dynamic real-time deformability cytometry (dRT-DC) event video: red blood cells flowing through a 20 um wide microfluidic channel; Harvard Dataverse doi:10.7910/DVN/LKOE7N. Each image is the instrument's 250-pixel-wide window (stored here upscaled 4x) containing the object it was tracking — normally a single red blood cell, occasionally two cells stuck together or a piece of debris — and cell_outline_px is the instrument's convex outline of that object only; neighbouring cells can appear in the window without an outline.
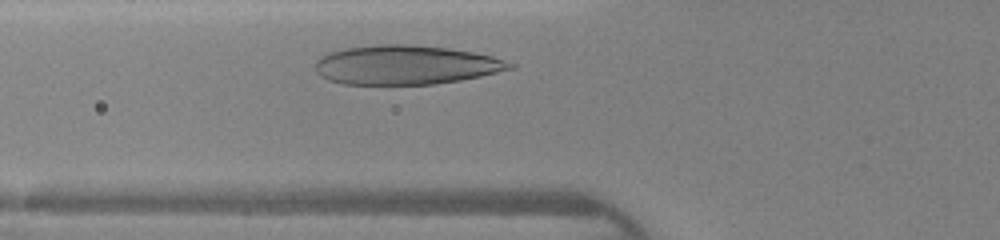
{"species": "human", "species_latin": "Homo sapiens", "temperature_condition": "warm", "stored_images_in_passage": 24, "camera_frame_rate_fps": 3000, "um_per_image_px": 0.085, "donor": {"sex": "female"}, "frame": {"image": 1, "passage_image": 4, "time_ms": 1.0, "image_size_px": [1000, 240], "cell_outline_px": [[516, 68], [480, 76], [460, 80], [432, 84], [340, 84], [328, 80], [320, 76], [316, 72], [316, 60], [320, 56], [328, 52], [344, 48], [376, 44], [408, 44], [448, 48], [472, 52], [492, 56], [516, 64]], "centroid_in_image_um": [34.46, 5.51], "position_along_channel_um": 91.3, "area_um2": 44.62}}
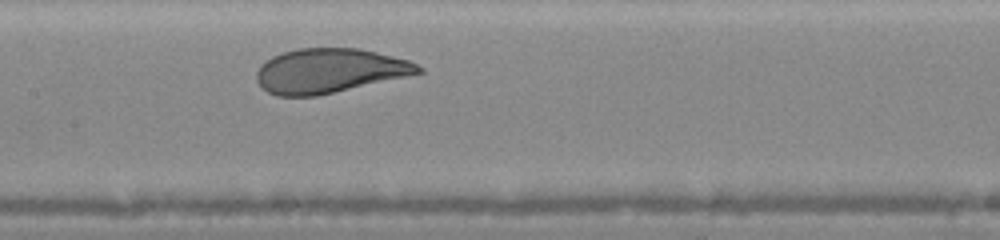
{"frame": {"image": 2, "passage_image": 10, "time_ms": 3.0, "image_size_px": [1000, 240], "cell_outline_px": [[424, 72], [316, 96], [276, 96], [268, 92], [256, 80], [256, 72], [260, 64], [264, 60], [272, 56], [296, 48], [360, 48], [408, 60], [424, 68]], "centroid_in_image_um": [27.96, 6.0], "position_along_channel_um": 179.4, "area_um2": 41.73}}
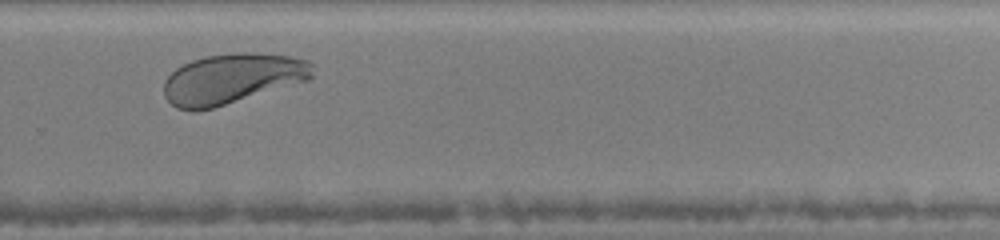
{"frame": {"image": 3, "passage_image": 19, "time_ms": 6.0, "image_size_px": [1000, 240], "cell_outline_px": [[312, 76], [308, 80], [212, 108], [192, 112], [176, 108], [164, 96], [164, 80], [176, 68], [192, 60], [204, 56], [236, 52], [256, 52], [288, 56], [308, 60], [312, 64]], "centroid_in_image_um": [19.7, 6.68], "position_along_channel_um": 310.1, "area_um2": 43.41}}